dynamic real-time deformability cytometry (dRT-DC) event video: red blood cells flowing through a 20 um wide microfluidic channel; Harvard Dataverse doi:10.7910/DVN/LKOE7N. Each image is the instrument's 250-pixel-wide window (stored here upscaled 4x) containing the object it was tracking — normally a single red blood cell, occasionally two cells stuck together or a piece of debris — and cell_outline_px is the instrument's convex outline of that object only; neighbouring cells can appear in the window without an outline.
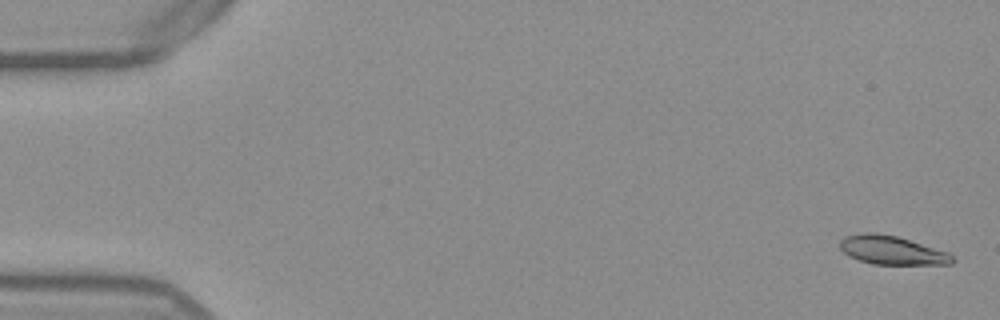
{"species": "Egyptian fruit bat (a non-hibernating species)", "species_latin": "Rousettus aegyptiacus", "temperature_condition": "warm", "stored_images_in_passage": 53, "camera_frame_rate_fps": 3000, "um_per_image_px": 0.085, "frame": {"image": 1, "passage_image": 2, "time_ms": 0.333, "image_size_px": [1000, 320], "cell_outline_px": [[956, 260], [952, 264], [872, 264], [848, 256], [840, 248], [840, 240], [844, 236], [860, 232], [876, 232], [896, 236], [948, 252]], "centroid_in_image_um": [75.78, 21.26], "position_along_channel_um": 9.2, "area_um2": 18.79}}
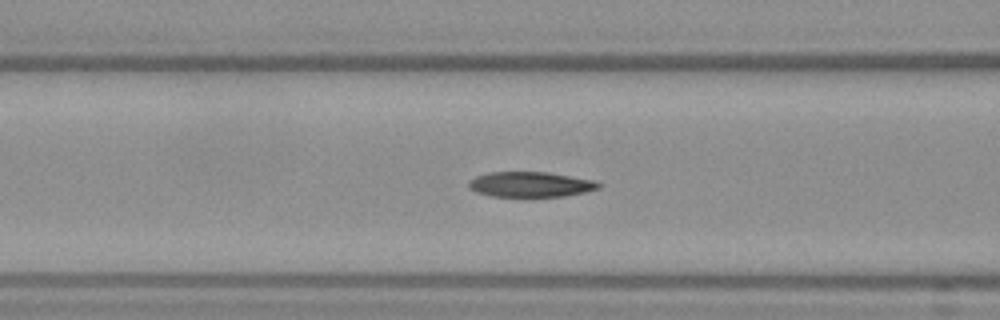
{"frame": {"image": 2, "passage_image": 22, "time_ms": 7.0, "image_size_px": [1000, 320], "cell_outline_px": [[604, 184], [600, 188], [584, 192], [564, 196], [492, 196], [476, 192], [468, 188], [468, 180], [476, 176], [488, 172], [548, 172], [592, 180]], "centroid_in_image_um": [45.07, 15.67], "position_along_channel_um": 121.5, "area_um2": 19.07}}
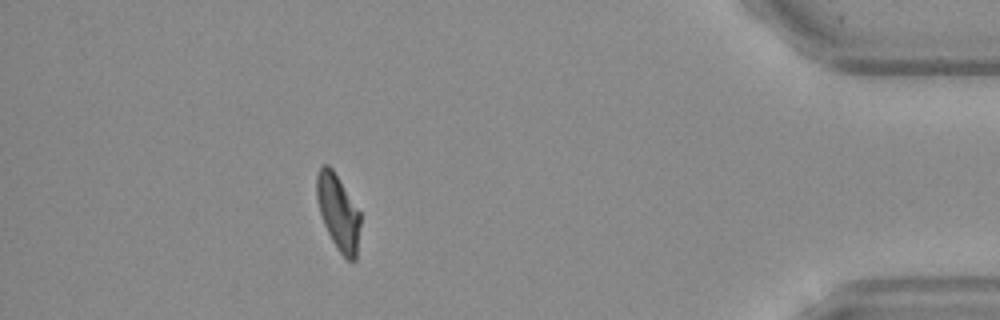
{"frame": {"image": 3, "passage_image": 48, "time_ms": 15.667, "image_size_px": [1000, 320], "cell_outline_px": [[360, 224], [356, 260], [348, 260], [336, 248], [324, 224], [316, 200], [316, 176], [320, 168], [324, 164], [328, 164], [332, 168], [360, 212]], "centroid_in_image_um": [28.73, 18.04], "position_along_channel_um": 406.5, "area_um2": 19.02}, "authors_computed_cell_mechanics": {"area_um2": 19.5942, "velocity_mm_per_s": 3.8584, "shape_relaxation_time_tau1_ms": 6.1813, "shape_relaxation_time_tau2_ms": 4.5395, "deformation_change_tau1": 0.2188, "deformation_change_tau2": 0.1063}}